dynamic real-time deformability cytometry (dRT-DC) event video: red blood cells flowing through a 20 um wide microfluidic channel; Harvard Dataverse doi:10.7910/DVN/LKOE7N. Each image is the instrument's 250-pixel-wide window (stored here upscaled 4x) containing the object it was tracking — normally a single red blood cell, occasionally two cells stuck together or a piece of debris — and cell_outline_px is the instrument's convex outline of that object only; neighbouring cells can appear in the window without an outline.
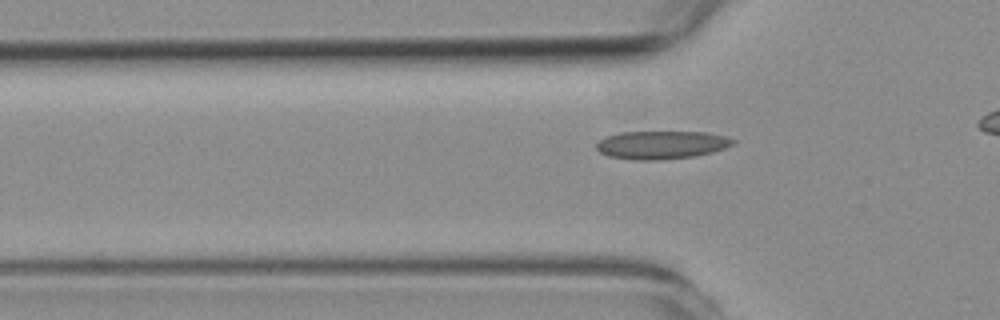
{"species": "common noctule bat (a hibernating species)", "species_latin": "Nyctalus noctula", "temperature_condition": "room temperature", "stored_images_in_passage": 25, "camera_frame_rate_fps": 3000, "um_per_image_px": 0.085, "animal": {"sex": "female", "body_mass_g": 19.3, "forearm_length_mm": 54.1}, "frame": {"image": 1, "passage_image": 8, "time_ms": 2.333, "image_size_px": [1000, 320], "cell_outline_px": [[736, 144], [712, 152], [696, 156], [660, 160], [636, 160], [608, 156], [600, 152], [596, 148], [596, 144], [600, 140], [608, 136], [620, 132], [708, 132], [724, 136], [736, 140]], "centroid_in_image_um": [56.25, 12.32], "position_along_channel_um": 69.5, "area_um2": 22.43}}
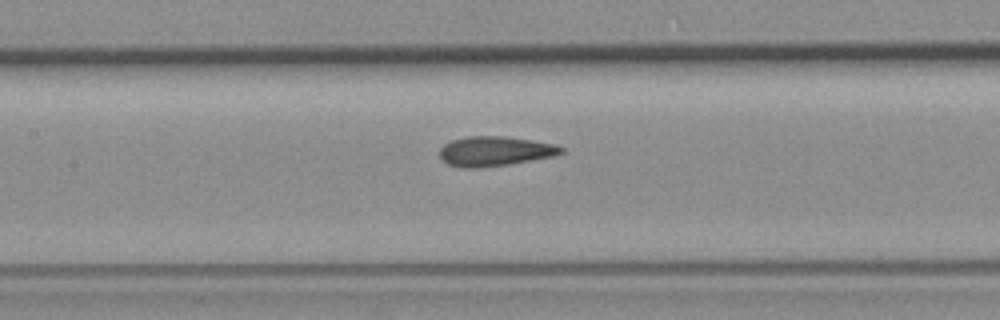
{"frame": {"image": 2, "passage_image": 16, "time_ms": 5.0, "image_size_px": [1000, 320], "cell_outline_px": [[564, 152], [552, 156], [508, 164], [480, 168], [460, 168], [448, 164], [440, 156], [440, 148], [444, 144], [452, 140], [468, 136], [504, 136], [532, 140], [556, 144], [564, 148]], "centroid_in_image_um": [42.05, 12.85], "position_along_channel_um": 165.3, "area_um2": 20.98}}
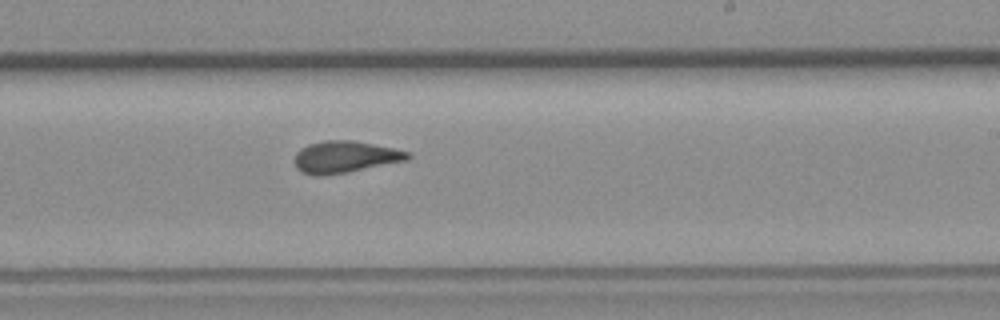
{"frame": {"image": 3, "passage_image": 24, "time_ms": 7.667, "image_size_px": [1000, 320], "cell_outline_px": [[412, 156], [408, 160], [348, 172], [324, 176], [312, 176], [300, 172], [296, 168], [296, 152], [300, 148], [308, 144], [324, 140], [352, 140], [396, 148], [412, 152]], "centroid_in_image_um": [29.35, 13.34], "position_along_channel_um": 259.7, "area_um2": 21.33}}